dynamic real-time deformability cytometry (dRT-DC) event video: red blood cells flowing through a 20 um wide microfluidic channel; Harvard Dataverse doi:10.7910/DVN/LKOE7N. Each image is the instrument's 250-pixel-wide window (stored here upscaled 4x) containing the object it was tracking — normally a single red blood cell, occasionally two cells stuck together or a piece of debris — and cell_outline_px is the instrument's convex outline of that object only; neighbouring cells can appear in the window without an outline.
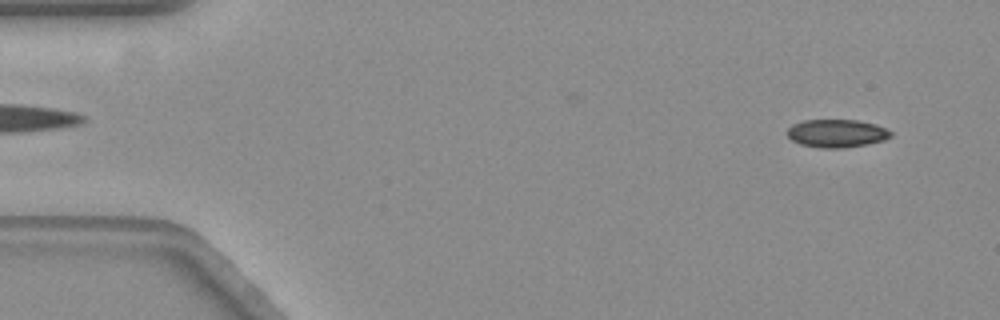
{"species": "common noctule bat (a hibernating species)", "species_latin": "Nyctalus noctula", "temperature_condition": "warm", "stored_images_in_passage": 53, "camera_frame_rate_fps": 3000, "um_per_image_px": 0.085, "animal": {"sex": "female", "body_mass_g": 19.3, "forearm_length_mm": 54.1}, "frame": {"image": 1, "passage_image": 4, "time_ms": 1.0, "image_size_px": [1000, 320], "cell_outline_px": [[892, 136], [884, 140], [868, 144], [840, 148], [820, 148], [800, 144], [792, 140], [788, 136], [788, 128], [792, 124], [804, 120], [856, 120], [872, 124], [884, 128], [892, 132]], "centroid_in_image_um": [71.1, 11.34], "position_along_channel_um": 13.9, "area_um2": 16.76}}
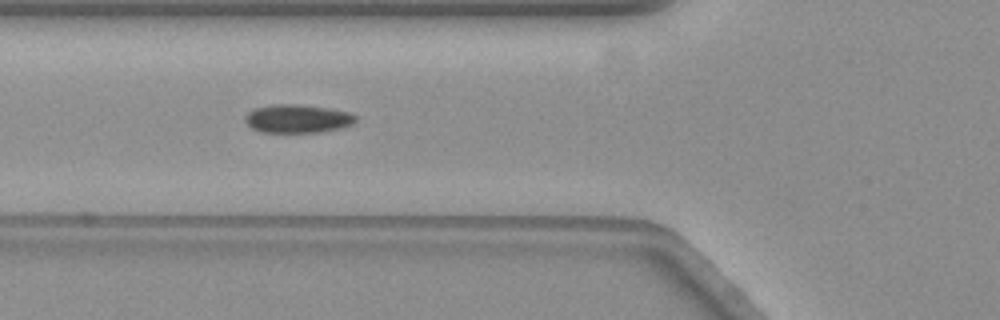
{"frame": {"image": 2, "passage_image": 21, "time_ms": 6.667, "image_size_px": [1000, 320], "cell_outline_px": [[356, 120], [352, 124], [340, 128], [320, 132], [260, 132], [252, 128], [244, 120], [244, 116], [248, 112], [256, 108], [272, 104], [300, 104], [328, 108], [348, 112], [356, 116]], "centroid_in_image_um": [25.27, 10.08], "position_along_channel_um": 100.5, "area_um2": 18.26}}
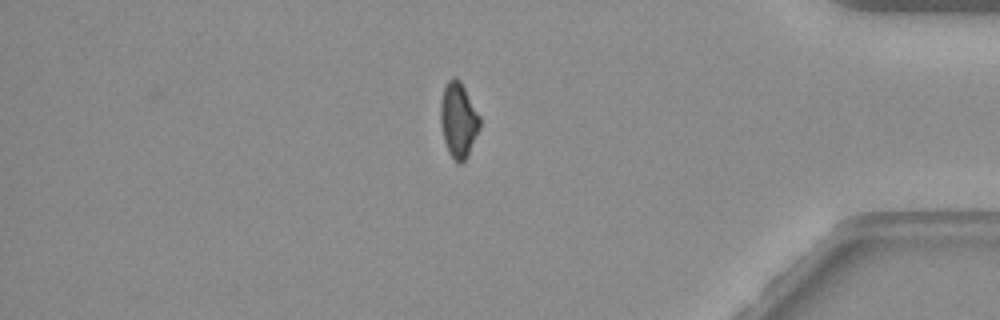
{"frame": {"image": 3, "passage_image": 49, "time_ms": 16.0, "image_size_px": [1000, 320], "cell_outline_px": [[480, 128], [468, 156], [460, 164], [448, 152], [444, 140], [440, 120], [440, 104], [444, 88], [448, 80], [452, 76], [456, 76], [460, 80], [480, 116]], "centroid_in_image_um": [38.97, 10.18], "position_along_channel_um": 396.2, "area_um2": 17.17}, "authors_computed_cell_mechanics": {"area_um2": 18.0336, "velocity_mm_per_s": 3.5412, "shape_relaxation_time_tau1_ms": 9.3523, "shape_relaxation_time_tau2_ms": null, "deformation_change_tau1": 0.1525, "deformation_change_tau2": null}}